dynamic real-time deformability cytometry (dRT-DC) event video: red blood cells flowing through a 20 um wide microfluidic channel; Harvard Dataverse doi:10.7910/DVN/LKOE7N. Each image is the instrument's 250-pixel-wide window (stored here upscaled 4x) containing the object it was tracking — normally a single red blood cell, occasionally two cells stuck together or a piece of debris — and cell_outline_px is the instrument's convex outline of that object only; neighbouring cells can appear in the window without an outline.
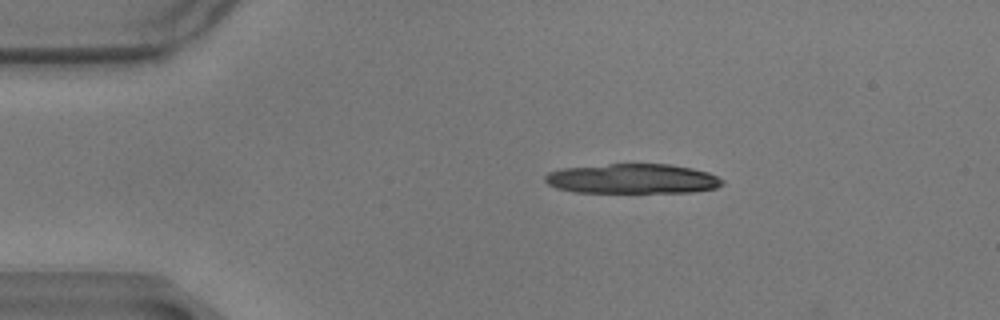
{"species": "common noctule bat (a hibernating species)", "species_latin": "Nyctalus noctula", "temperature_condition": "warm", "stored_images_in_passage": 11, "camera_frame_rate_fps": 3000, "um_per_image_px": 0.085, "animal": {"sex": "male", "body_mass_g": 17.9}, "frame": {"image": 1, "passage_image": 1, "time_ms": 0.0, "image_size_px": [1000, 320], "cell_outline_px": [[724, 184], [716, 188], [692, 192], [572, 192], [556, 188], [548, 184], [544, 180], [544, 176], [548, 172], [560, 168], [608, 164], [668, 164], [692, 168], [708, 172], [724, 180]], "centroid_in_image_um": [53.74, 15.19], "position_along_channel_um": 31.3, "area_um2": 30.92}}